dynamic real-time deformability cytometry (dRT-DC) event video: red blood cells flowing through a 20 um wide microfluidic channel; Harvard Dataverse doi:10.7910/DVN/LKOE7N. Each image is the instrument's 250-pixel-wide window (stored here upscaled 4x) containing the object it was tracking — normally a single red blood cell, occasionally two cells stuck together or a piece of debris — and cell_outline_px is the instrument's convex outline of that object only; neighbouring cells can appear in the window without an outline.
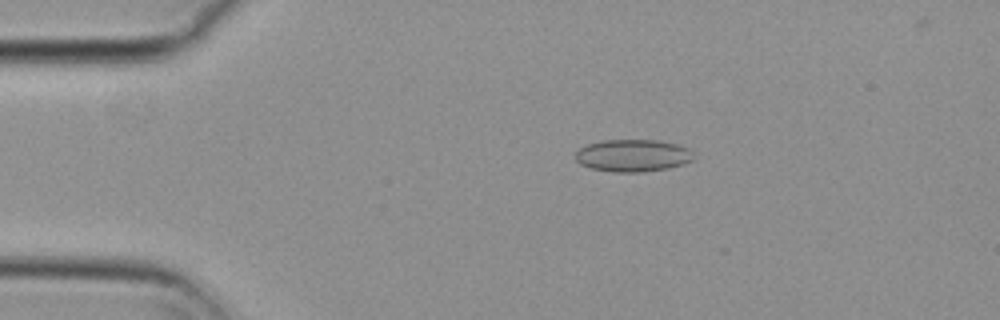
{"species": "common noctule bat (a hibernating species)", "species_latin": "Nyctalus noctula", "temperature_condition": "cold", "stored_images_in_passage": 45, "camera_frame_rate_fps": 3000, "um_per_image_px": 0.085, "animal": {"sex": "female", "body_mass_g": 29.2, "forearm_length_mm": 56.3}, "frame": {"image": 1, "passage_image": 5, "time_ms": 1.333, "image_size_px": [1000, 320], "cell_outline_px": [[696, 156], [692, 160], [668, 168], [644, 172], [612, 172], [592, 168], [580, 164], [576, 160], [576, 152], [580, 148], [588, 144], [604, 140], [656, 140], [676, 144], [688, 148]], "centroid_in_image_um": [53.79, 13.22], "position_along_channel_um": 31.2, "area_um2": 22.14}}
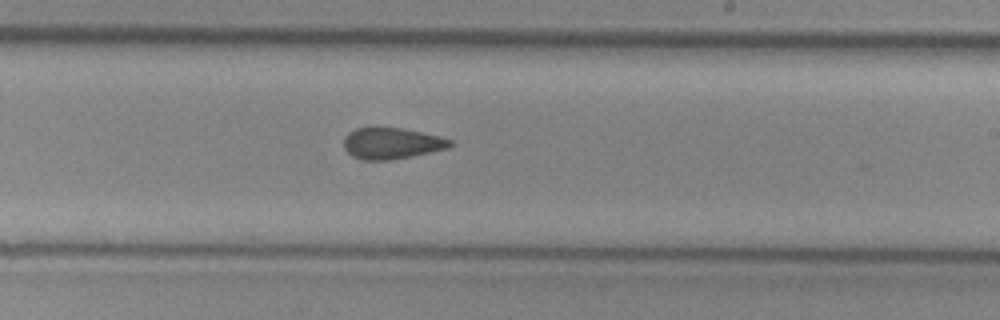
{"frame": {"image": 2, "passage_image": 27, "time_ms": 8.667, "image_size_px": [1000, 320], "cell_outline_px": [[456, 144], [448, 148], [412, 156], [392, 160], [360, 160], [352, 156], [344, 148], [344, 136], [348, 132], [356, 128], [376, 124], [400, 128], [440, 136], [452, 140]], "centroid_in_image_um": [33.26, 12.15], "position_along_channel_um": 255.7, "area_um2": 20.06}}
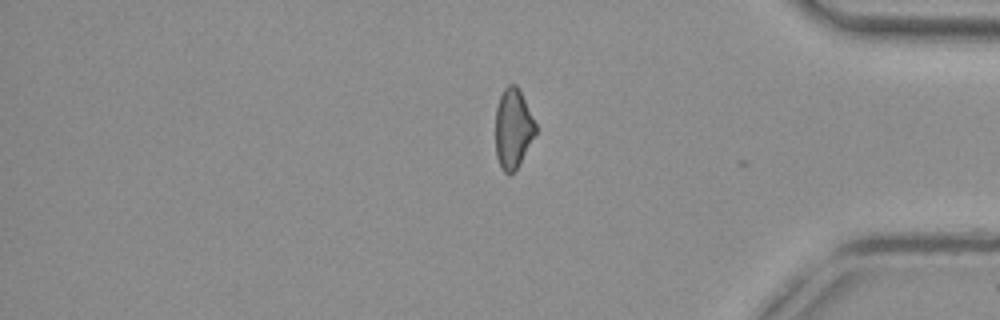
{"frame": {"image": 3, "passage_image": 40, "time_ms": 13.0, "image_size_px": [1000, 320], "cell_outline_px": [[536, 132], [516, 168], [508, 176], [500, 168], [496, 156], [496, 108], [500, 96], [504, 88], [508, 84], [516, 84], [536, 124]], "centroid_in_image_um": [43.58, 10.93], "position_along_channel_um": 391.6, "area_um2": 18.26}, "authors_computed_cell_mechanics": {"area_um2": 20.1144, "velocity_mm_per_s": 3.7226, "shape_relaxation_time_tau1_ms": null, "shape_relaxation_time_tau2_ms": 3.0755, "deformation_change_tau1": null, "deformation_change_tau2": 0.0939}}